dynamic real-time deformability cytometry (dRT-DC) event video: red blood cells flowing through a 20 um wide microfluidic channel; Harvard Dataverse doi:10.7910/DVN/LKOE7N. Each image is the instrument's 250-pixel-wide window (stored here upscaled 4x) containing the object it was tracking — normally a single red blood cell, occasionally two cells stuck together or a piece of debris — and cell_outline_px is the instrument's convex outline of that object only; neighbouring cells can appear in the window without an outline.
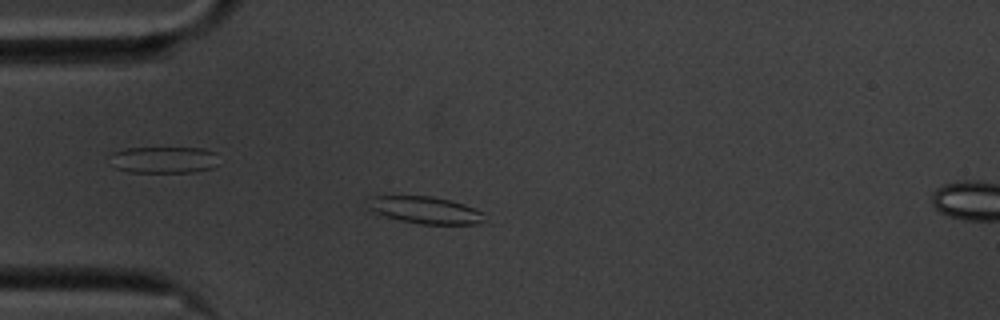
{"species": "common noctule bat (a hibernating species)", "species_latin": "Nyctalus noctula", "temperature_condition": "cold", "stored_images_in_passage": 56, "camera_frame_rate_fps": 3000, "um_per_image_px": 0.085, "animal": {"sex": "male", "body_mass_g": 20.1, "forearm_length_mm": 53.5}, "frame": {"image": 1, "passage_image": 14, "time_ms": 4.333, "image_size_px": [1000, 320], "cell_outline_px": [[484, 220], [480, 224], [420, 224], [400, 220], [384, 216], [372, 212], [368, 208], [368, 196], [432, 196], [452, 200], [464, 204], [484, 212]], "centroid_in_image_um": [36.13, 17.85], "position_along_channel_um": 48.9, "area_um2": 18.61}}
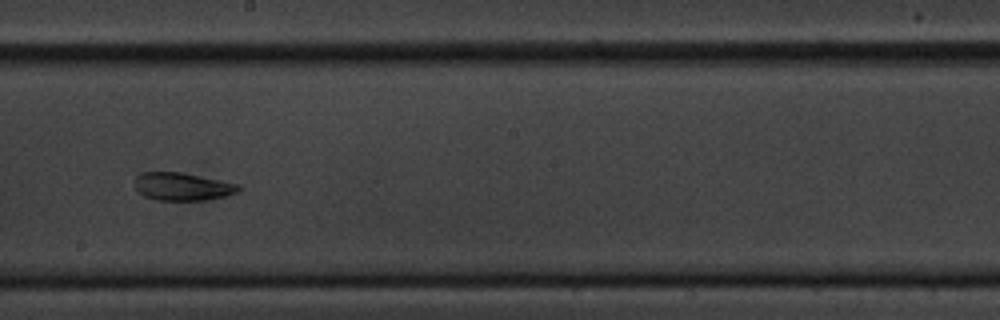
{"frame": {"image": 2, "passage_image": 31, "time_ms": 10.0, "image_size_px": [1000, 320], "cell_outline_px": [[240, 188], [236, 192], [224, 196], [208, 200], [156, 200], [144, 196], [136, 192], [132, 184], [136, 176], [140, 172], [180, 172], [240, 184]], "centroid_in_image_um": [15.42, 15.86], "position_along_channel_um": 232.8, "area_um2": 17.05}}
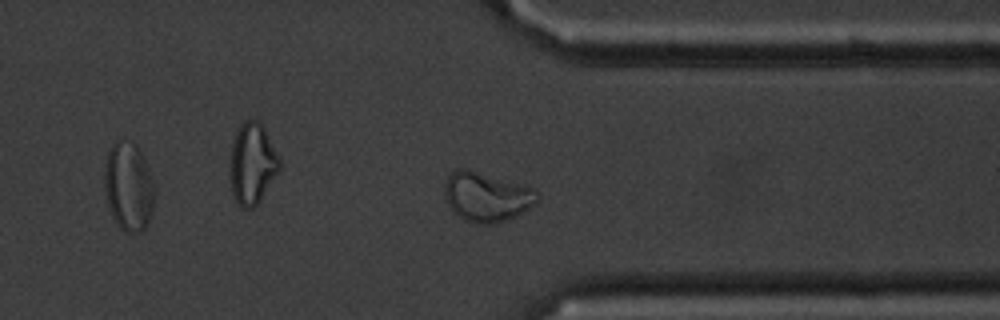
{"frame": {"image": 3, "passage_image": 43, "time_ms": 14.0, "image_size_px": [1000, 320], "cell_outline_px": [[540, 196], [536, 204], [516, 216], [492, 224], [476, 224], [464, 220], [448, 204], [444, 192], [444, 184], [448, 176], [456, 168], [468, 168], [524, 184], [532, 188]], "centroid_in_image_um": [41.38, 16.7], "position_along_channel_um": 370.0, "area_um2": 26.88}, "authors_computed_cell_mechanics": {"area_um2": 19.7965, "velocity_mm_per_s": 3.4702, "shape_relaxation_time_tau1_ms": null, "shape_relaxation_time_tau2_ms": 3.2611, "deformation_change_tau1": null, "deformation_change_tau2": 0.0902}}